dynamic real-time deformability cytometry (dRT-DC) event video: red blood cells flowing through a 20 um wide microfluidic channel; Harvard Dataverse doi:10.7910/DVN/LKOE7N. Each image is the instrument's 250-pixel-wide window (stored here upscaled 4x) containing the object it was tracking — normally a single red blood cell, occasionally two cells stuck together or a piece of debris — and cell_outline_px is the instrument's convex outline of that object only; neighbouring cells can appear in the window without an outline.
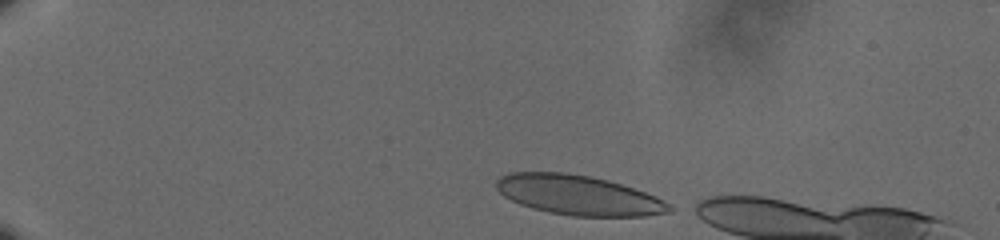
{"species": "human", "species_latin": "Homo sapiens", "temperature_condition": "cold", "stored_images_in_passage": 44, "camera_frame_rate_fps": 3000, "um_per_image_px": 0.085, "donor": {"sex": "male"}, "frame": {"image": 1, "passage_image": 1, "time_ms": 0.0, "image_size_px": [1000, 240], "cell_outline_px": [[672, 208], [668, 212], [644, 216], [572, 216], [548, 212], [532, 208], [520, 204], [504, 196], [496, 188], [496, 180], [500, 176], [508, 172], [564, 172], [588, 176], [608, 180], [656, 196], [668, 204]], "centroid_in_image_um": [49.11, 16.58], "position_along_channel_um": 35.9, "area_um2": 39.82}}
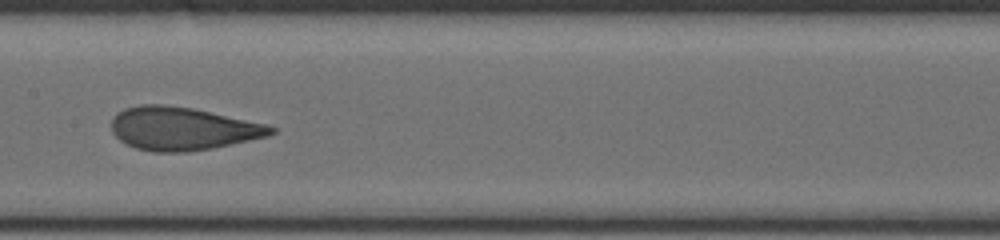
{"frame": {"image": 2, "passage_image": 21, "time_ms": 6.667, "image_size_px": [1000, 240], "cell_outline_px": [[276, 132], [268, 136], [212, 148], [188, 152], [152, 152], [136, 148], [124, 144], [112, 132], [112, 116], [116, 112], [124, 108], [140, 104], [160, 104], [192, 108], [264, 124], [276, 128]], "centroid_in_image_um": [15.44, 10.94], "position_along_channel_um": 192.0, "area_um2": 40.0}}
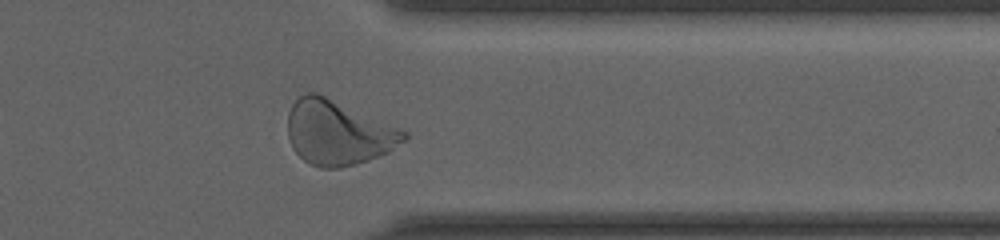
{"frame": {"image": 3, "passage_image": 37, "time_ms": 12.0, "image_size_px": [1000, 240], "cell_outline_px": [[408, 140], [388, 152], [368, 160], [356, 164], [340, 168], [320, 168], [304, 160], [292, 148], [288, 136], [288, 112], [292, 104], [300, 96], [308, 92], [316, 92], [408, 132]], "centroid_in_image_um": [28.73, 11.29], "position_along_channel_um": 382.7, "area_um2": 43.47}}